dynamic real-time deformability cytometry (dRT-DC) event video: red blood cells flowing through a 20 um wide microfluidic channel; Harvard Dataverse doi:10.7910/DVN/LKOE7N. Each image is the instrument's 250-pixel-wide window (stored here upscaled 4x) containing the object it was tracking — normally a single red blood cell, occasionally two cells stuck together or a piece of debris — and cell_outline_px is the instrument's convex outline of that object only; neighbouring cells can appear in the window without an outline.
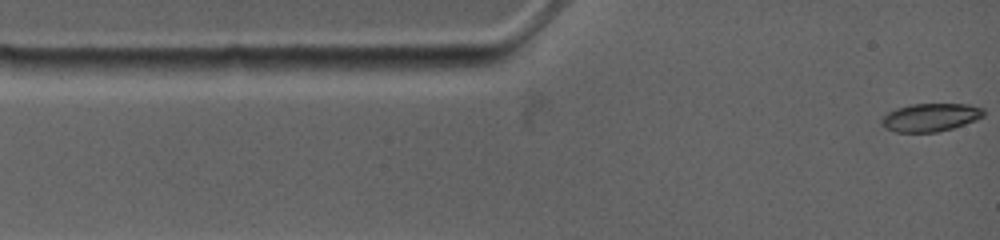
{"species": "common noctule bat (a hibernating species)", "species_latin": "Nyctalus noctula", "temperature_condition": "warm", "stored_images_in_passage": 5, "camera_frame_rate_fps": 4500, "um_per_image_px": 0.085, "animal": {"sex": "female", "body_mass_g": 19.0, "forearm_length_mm": 53.3}, "frame": {"image": 1, "passage_image": 1, "time_ms": 0.0, "image_size_px": [1000, 240], "cell_outline_px": [[984, 116], [976, 120], [952, 128], [936, 132], [896, 132], [884, 128], [880, 124], [880, 116], [896, 108], [912, 104], [968, 104], [984, 108]], "centroid_in_image_um": [79.04, 9.97], "position_along_channel_um": 6.0, "area_um2": 16.88}}
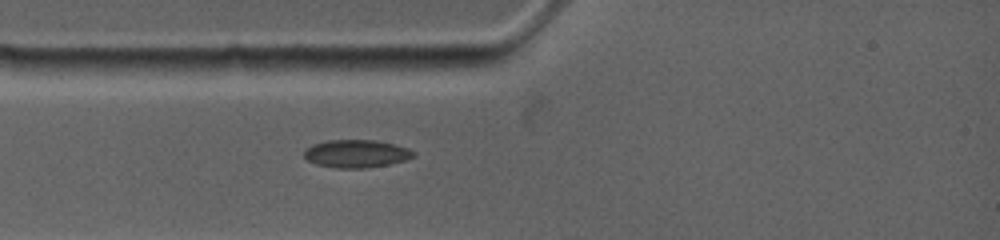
{"frame": {"image": 2, "passage_image": 5, "time_ms": 2.444, "image_size_px": [1000, 240], "cell_outline_px": [[416, 156], [404, 160], [388, 164], [364, 168], [336, 168], [316, 164], [308, 160], [304, 156], [304, 148], [312, 144], [328, 140], [376, 140], [396, 144], [408, 148], [416, 152]], "centroid_in_image_um": [30.29, 13.05], "position_along_channel_um": 54.7, "area_um2": 17.86}}